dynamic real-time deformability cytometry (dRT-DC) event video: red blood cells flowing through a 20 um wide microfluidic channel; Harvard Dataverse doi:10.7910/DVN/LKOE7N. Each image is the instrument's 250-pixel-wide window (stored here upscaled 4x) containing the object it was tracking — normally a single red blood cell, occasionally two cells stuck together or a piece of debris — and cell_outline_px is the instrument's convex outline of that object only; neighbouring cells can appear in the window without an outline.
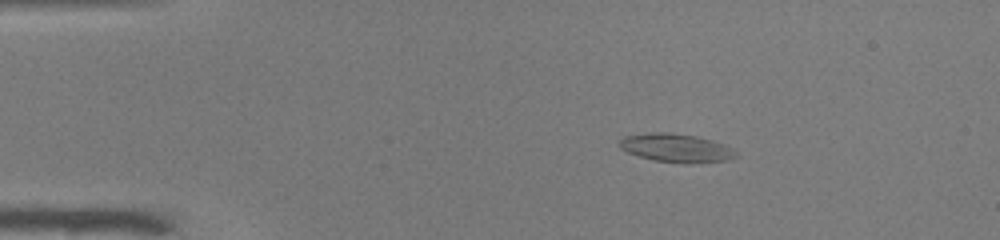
{"species": "common noctule bat (a hibernating species)", "species_latin": "Nyctalus noctula", "temperature_condition": "warm", "stored_images_in_passage": 52, "camera_frame_rate_fps": 3000, "um_per_image_px": 0.085, "animal": {"sex": "male", "body_mass_g": 19.0, "forearm_length_mm": 50.8}, "frame": {"image": 1, "passage_image": 9, "time_ms": 2.667, "image_size_px": [1000, 240], "cell_outline_px": [[740, 156], [728, 160], [656, 160], [640, 156], [628, 152], [620, 148], [620, 140], [624, 136], [648, 132], [668, 132], [696, 136], [712, 140], [724, 144], [732, 148]], "centroid_in_image_um": [57.45, 12.51], "position_along_channel_um": 27.6, "area_um2": 18.32}}
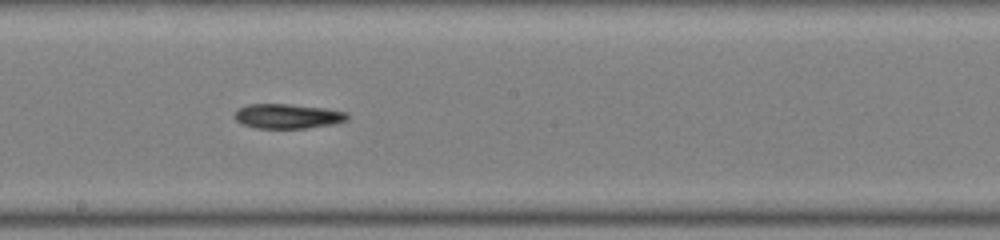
{"frame": {"image": 2, "passage_image": 29, "time_ms": 9.333, "image_size_px": [1000, 240], "cell_outline_px": [[348, 120], [332, 124], [308, 128], [256, 128], [244, 124], [236, 120], [232, 116], [240, 108], [248, 104], [288, 104], [324, 108], [348, 112]], "centroid_in_image_um": [24.46, 9.87], "position_along_channel_um": 223.7, "area_um2": 16.13}}
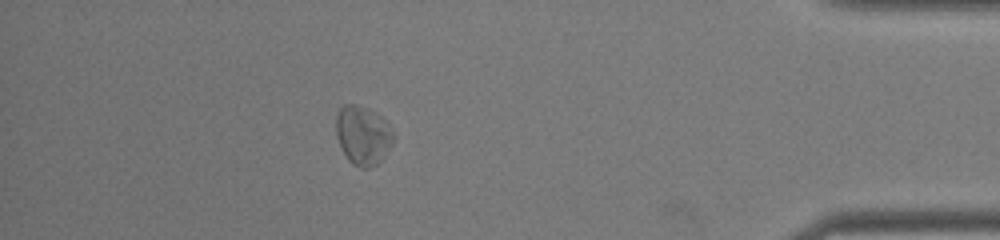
{"frame": {"image": 3, "passage_image": 46, "time_ms": 15.0, "image_size_px": [1000, 240], "cell_outline_px": [[396, 136], [392, 144], [384, 156], [376, 164], [368, 168], [360, 168], [352, 164], [348, 160], [340, 148], [336, 136], [336, 116], [340, 108], [344, 104], [356, 104], [368, 108], [376, 112], [384, 120]], "centroid_in_image_um": [30.83, 11.5], "position_along_channel_um": 404.4, "area_um2": 19.88}, "authors_computed_cell_mechanics": {"area_um2": 18.0336, "velocity_mm_per_s": 3.9301, "shape_relaxation_time_tau1_ms": 2.926, "shape_relaxation_time_tau2_ms": null, "deformation_change_tau1": 0.1024, "deformation_change_tau2": null}}